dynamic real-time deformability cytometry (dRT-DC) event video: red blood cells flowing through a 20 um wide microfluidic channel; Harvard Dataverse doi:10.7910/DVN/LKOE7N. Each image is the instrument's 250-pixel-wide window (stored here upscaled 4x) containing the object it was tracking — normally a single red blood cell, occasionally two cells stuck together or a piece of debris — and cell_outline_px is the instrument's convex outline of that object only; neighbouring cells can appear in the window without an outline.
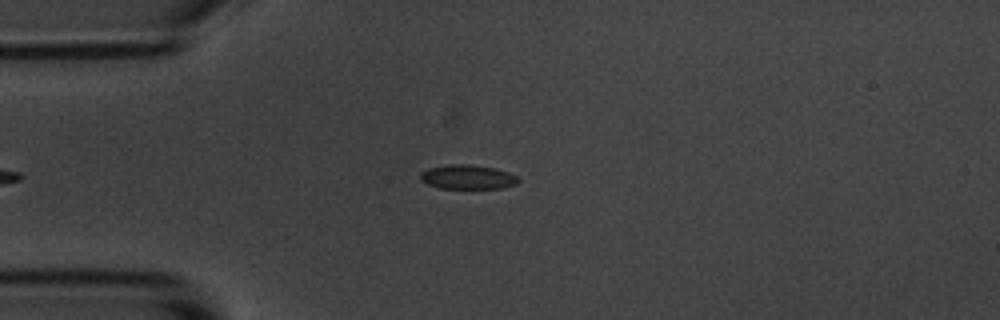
{"species": "common noctule bat (a hibernating species)", "species_latin": "Nyctalus noctula", "temperature_condition": "room temperature", "stored_images_in_passage": 40, "camera_frame_rate_fps": 3000, "um_per_image_px": 0.085, "animal": {"sex": "male", "body_mass_g": 20.1, "forearm_length_mm": 53.5}, "frame": {"image": 1, "passage_image": 3, "time_ms": 0.667, "image_size_px": [1000, 320], "cell_outline_px": [[520, 180], [516, 184], [500, 188], [440, 188], [428, 184], [420, 180], [420, 172], [428, 168], [448, 164], [468, 164], [496, 168], [508, 172], [516, 176]], "centroid_in_image_um": [39.73, 15.03], "position_along_channel_um": 45.3, "area_um2": 13.87}}
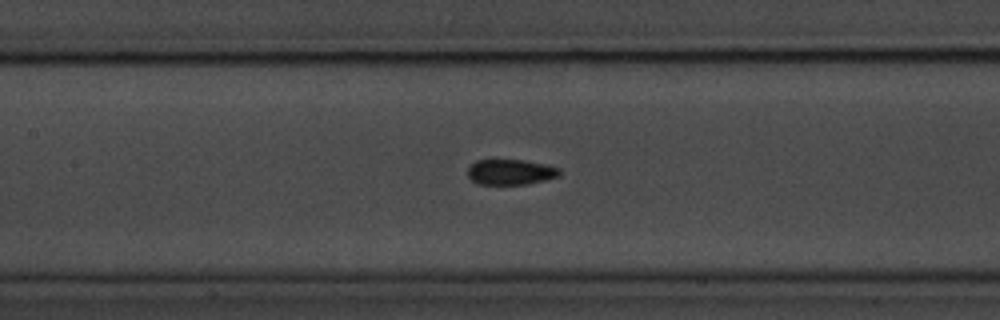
{"frame": {"image": 2, "passage_image": 14, "time_ms": 4.333, "image_size_px": [1000, 320], "cell_outline_px": [[560, 176], [528, 184], [476, 184], [468, 176], [468, 168], [476, 160], [524, 160], [544, 164], [560, 168]], "centroid_in_image_um": [43.4, 14.62], "position_along_channel_um": 164.0, "area_um2": 13.58}}
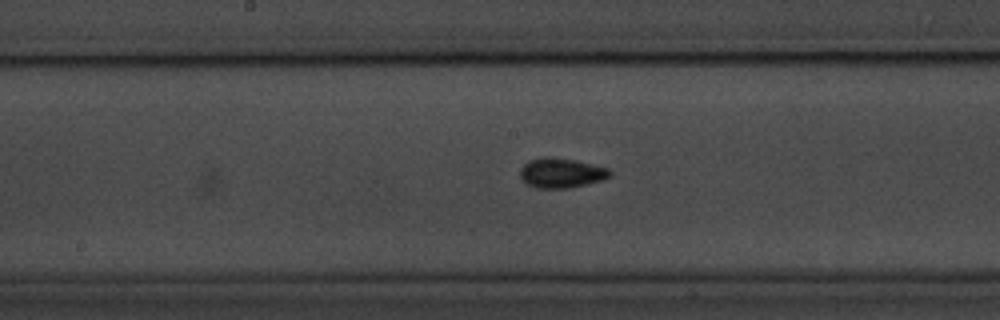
{"frame": {"image": 3, "passage_image": 17, "time_ms": 5.333, "image_size_px": [1000, 320], "cell_outline_px": [[612, 176], [604, 180], [568, 188], [536, 188], [528, 184], [520, 176], [520, 168], [528, 160], [544, 156], [548, 156], [572, 160], [608, 168], [612, 172]], "centroid_in_image_um": [47.71, 14.7], "position_along_channel_um": 200.5, "area_um2": 15.55}, "authors_computed_cell_mechanics": {"area_um2": 14.3344, "velocity_mm_per_s": 3.6533, "shape_relaxation_time_tau1_ms": 2.9206, "shape_relaxation_time_tau2_ms": 2.2964, "deformation_change_tau1": 0.0814, "deformation_change_tau2": 0.0586}}